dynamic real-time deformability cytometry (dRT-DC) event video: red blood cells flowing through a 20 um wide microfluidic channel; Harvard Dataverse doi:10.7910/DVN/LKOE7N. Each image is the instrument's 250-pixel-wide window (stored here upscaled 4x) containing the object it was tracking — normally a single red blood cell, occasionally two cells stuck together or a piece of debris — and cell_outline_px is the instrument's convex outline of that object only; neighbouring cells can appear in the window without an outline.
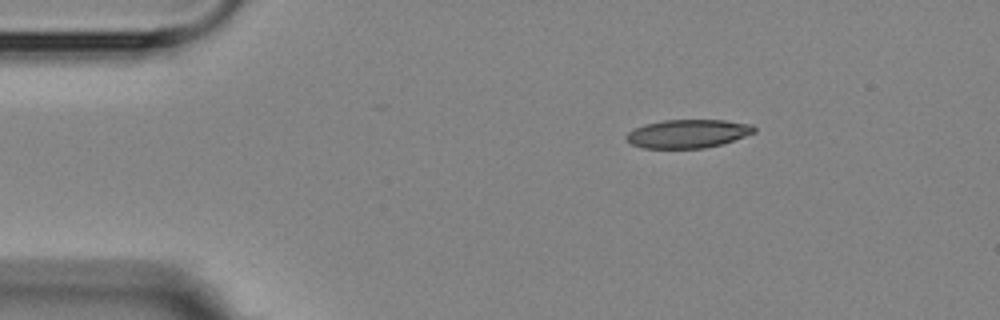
{"species": "Egyptian fruit bat (a non-hibernating species)", "species_latin": "Rousettus aegyptiacus", "temperature_condition": "room temperature", "stored_images_in_passage": 3, "camera_frame_rate_fps": 3000, "um_per_image_px": 0.085, "animal": {"sex": "female"}, "frame": {"image": 1, "passage_image": 1, "time_ms": 0.0, "image_size_px": [1000, 320], "cell_outline_px": [[756, 132], [720, 144], [704, 148], [644, 148], [632, 144], [624, 136], [628, 132], [644, 124], [664, 120], [724, 120], [752, 124], [756, 128]], "centroid_in_image_um": [58.47, 11.35], "position_along_channel_um": 26.5, "area_um2": 21.04}}
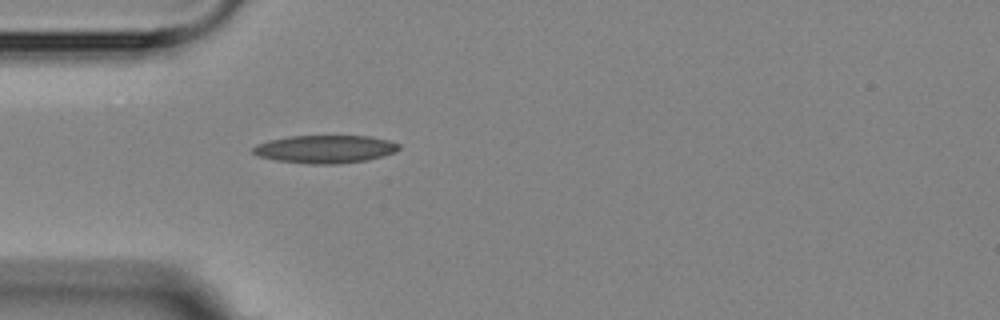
{"frame": {"image": 2, "passage_image": 3, "time_ms": 2.333, "image_size_px": [1000, 320], "cell_outline_px": [[400, 148], [396, 152], [384, 156], [368, 160], [336, 164], [308, 164], [276, 160], [256, 156], [252, 152], [252, 148], [256, 144], [268, 140], [288, 136], [368, 136], [388, 140], [400, 144]], "centroid_in_image_um": [27.62, 12.68], "position_along_channel_um": 57.4, "area_um2": 23.99}}